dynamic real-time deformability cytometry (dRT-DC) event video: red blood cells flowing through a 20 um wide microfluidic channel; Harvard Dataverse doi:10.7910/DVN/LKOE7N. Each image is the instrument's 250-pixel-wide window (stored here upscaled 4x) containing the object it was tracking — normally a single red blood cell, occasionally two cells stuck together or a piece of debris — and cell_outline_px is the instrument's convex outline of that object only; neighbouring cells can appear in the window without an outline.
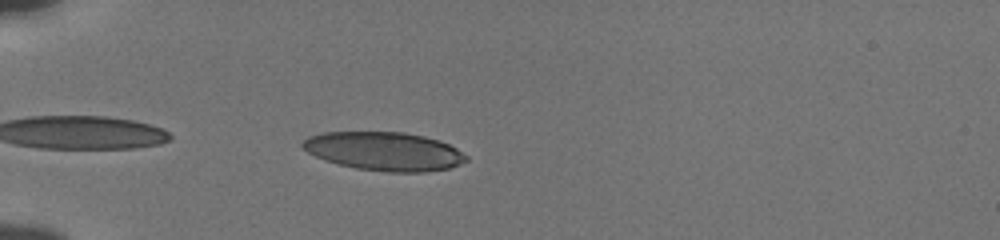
{"species": "human", "species_latin": "Homo sapiens", "temperature_condition": "cold", "stored_images_in_passage": 38, "camera_frame_rate_fps": 3000, "um_per_image_px": 0.085, "donor": {"sex": "male"}, "frame": {"image": 1, "passage_image": 3, "time_ms": 0.667, "image_size_px": [1000, 240], "cell_outline_px": [[468, 160], [448, 168], [424, 172], [388, 172], [356, 168], [324, 160], [300, 148], [300, 144], [308, 136], [324, 132], [404, 132], [424, 136], [440, 140], [456, 148], [468, 156]], "centroid_in_image_um": [32.64, 12.85], "position_along_channel_um": 52.4, "area_um2": 36.82}}
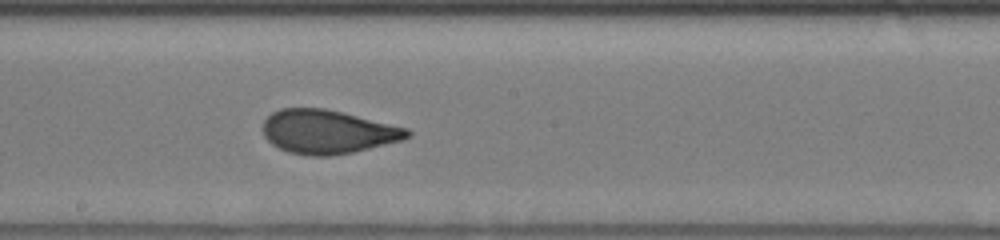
{"frame": {"image": 2, "passage_image": 18, "time_ms": 5.667, "image_size_px": [1000, 240], "cell_outline_px": [[412, 136], [404, 140], [352, 152], [332, 156], [308, 156], [288, 152], [272, 144], [264, 136], [264, 120], [272, 112], [280, 108], [324, 108], [344, 112], [408, 128], [412, 132]], "centroid_in_image_um": [27.88, 11.2], "position_along_channel_um": 220.3, "area_um2": 37.05}}
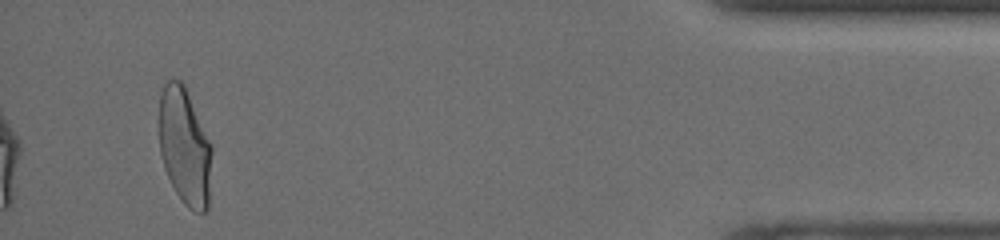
{"frame": {"image": 3, "passage_image": 38, "time_ms": 12.333, "image_size_px": [1000, 240], "cell_outline_px": [[212, 152], [208, 208], [204, 212], [196, 212], [188, 208], [184, 204], [176, 192], [164, 168], [160, 152], [160, 92], [164, 84], [168, 80], [180, 80], [184, 84], [212, 144]], "centroid_in_image_um": [15.71, 12.46], "position_along_channel_um": 419.5, "area_um2": 36.01}, "authors_computed_cell_mechanics": {"area_um2": 36.6163, "velocity_mm_per_s": 3.8399, "shape_relaxation_time_tau1_ms": 5.7149, "shape_relaxation_time_tau2_ms": 0.7368, "deformation_change_tau1": 0.1786, "deformation_change_tau2": 0.0586}}